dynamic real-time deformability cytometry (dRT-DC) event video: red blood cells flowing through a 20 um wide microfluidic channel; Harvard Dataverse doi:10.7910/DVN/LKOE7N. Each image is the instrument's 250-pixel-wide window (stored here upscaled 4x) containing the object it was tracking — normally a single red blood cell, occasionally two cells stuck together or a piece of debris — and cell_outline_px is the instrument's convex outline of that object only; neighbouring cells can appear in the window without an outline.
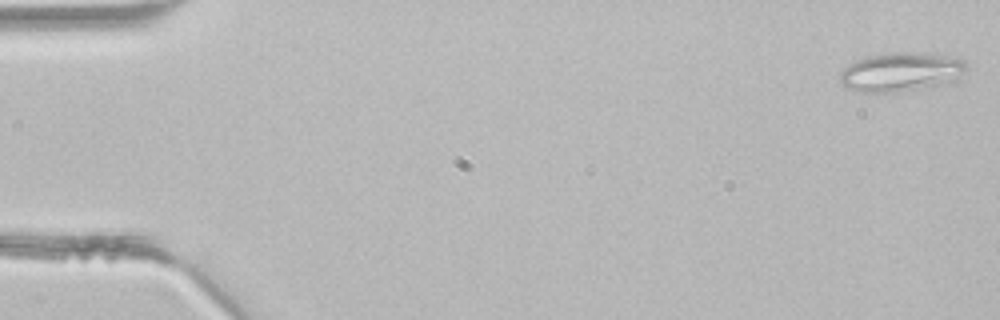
{"species": "common noctule bat (a hibernating species)", "species_latin": "Nyctalus noctula", "temperature_condition": "room temperature", "stored_images_in_passage": 4, "camera_frame_rate_fps": 3000, "um_per_image_px": 0.085, "animal": {"sex": "male", "body_mass_g": 21.5, "forearm_length_mm": 52.0}, "frame": {"image": 1, "passage_image": 1, "time_ms": 0.0, "image_size_px": [1000, 320], "cell_outline_px": [[968, 68], [948, 80], [932, 88], [892, 92], [860, 92], [848, 88], [840, 84], [840, 72], [848, 64], [856, 60], [868, 56], [888, 52], [916, 52], [964, 60], [968, 64]], "centroid_in_image_um": [76.48, 6.12], "position_along_channel_um": 8.5, "area_um2": 28.38}}